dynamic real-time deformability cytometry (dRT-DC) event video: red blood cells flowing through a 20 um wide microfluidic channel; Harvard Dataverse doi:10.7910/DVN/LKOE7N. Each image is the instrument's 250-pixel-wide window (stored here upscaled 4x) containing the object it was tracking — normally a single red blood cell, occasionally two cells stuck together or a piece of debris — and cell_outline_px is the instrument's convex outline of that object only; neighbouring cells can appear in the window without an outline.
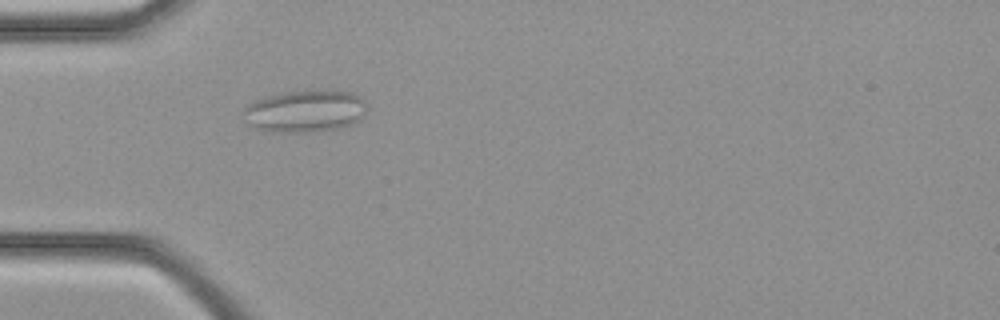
{"species": "common noctule bat (a hibernating species)", "species_latin": "Nyctalus noctula", "temperature_condition": "cold", "stored_images_in_passage": 26, "camera_frame_rate_fps": 3000, "um_per_image_px": 0.085, "animal": {"sex": "female", "body_mass_g": 21.9}, "frame": {"image": 1, "passage_image": 2, "time_ms": 0.333, "image_size_px": [1000, 320], "cell_outline_px": [[368, 108], [360, 120], [352, 124], [336, 128], [308, 132], [268, 132], [252, 128], [248, 124], [240, 112], [248, 104], [256, 100], [280, 92], [328, 88], [332, 88], [352, 92], [360, 96], [368, 104]], "centroid_in_image_um": [25.94, 9.41], "position_along_channel_um": 59.1, "area_um2": 31.39}}
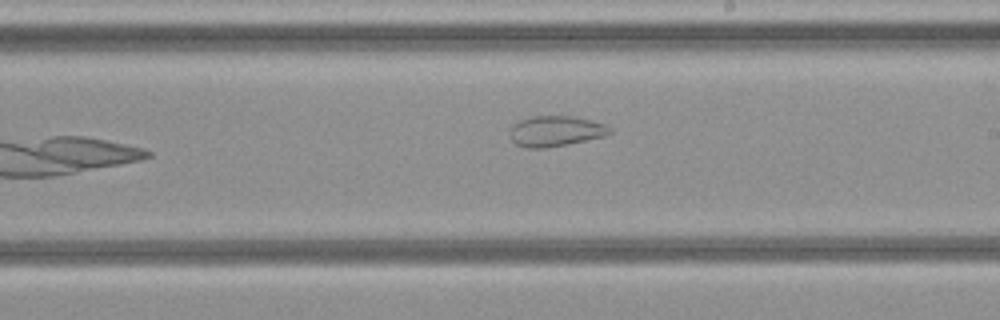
{"frame": {"image": 2, "passage_image": 12, "time_ms": 3.667, "image_size_px": [1000, 320], "cell_outline_px": [[612, 132], [604, 136], [568, 144], [544, 148], [524, 148], [516, 144], [512, 140], [512, 124], [520, 120], [532, 116], [572, 116], [592, 120], [604, 124], [612, 128]], "centroid_in_image_um": [47.24, 11.14], "position_along_channel_um": 241.8, "area_um2": 17.69}}
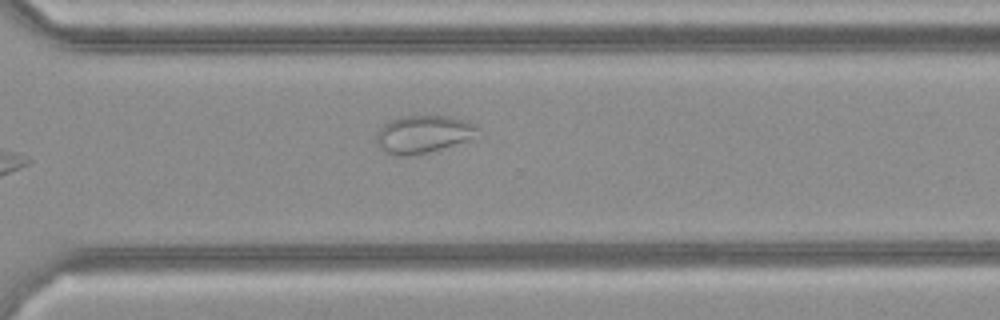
{"frame": {"image": 3, "passage_image": 17, "time_ms": 5.333, "image_size_px": [1000, 320], "cell_outline_px": [[484, 136], [472, 140], [428, 152], [412, 156], [392, 156], [384, 152], [376, 144], [376, 132], [384, 124], [400, 116], [428, 112], [448, 116], [464, 120], [480, 128]], "centroid_in_image_um": [36.03, 11.38], "position_along_channel_um": 334.6, "area_um2": 23.58}}